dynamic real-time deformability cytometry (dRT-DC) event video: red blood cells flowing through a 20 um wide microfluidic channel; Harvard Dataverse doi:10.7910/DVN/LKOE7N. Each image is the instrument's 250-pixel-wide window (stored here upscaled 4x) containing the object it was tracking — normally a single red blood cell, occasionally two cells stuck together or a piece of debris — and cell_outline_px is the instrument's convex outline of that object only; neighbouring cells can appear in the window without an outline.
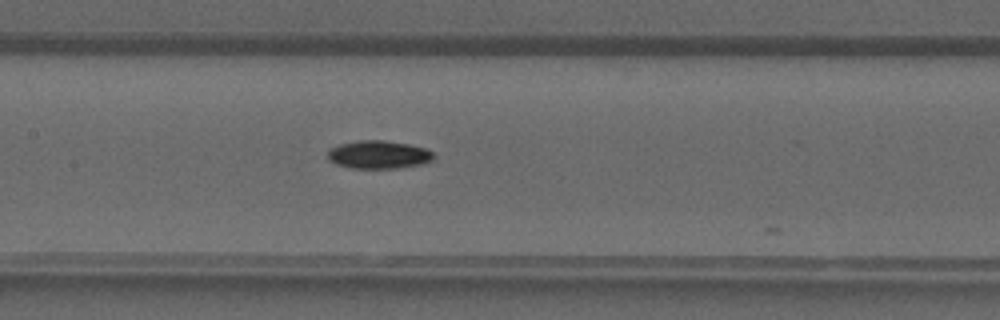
{"species": "common noctule bat (a hibernating species)", "species_latin": "Nyctalus noctula", "temperature_condition": "warm", "stored_images_in_passage": 21, "camera_frame_rate_fps": 3000, "um_per_image_px": 0.085, "animal": {"sex": "male", "forearm_length_mm": 52.5}, "frame": {"image": 1, "passage_image": 20, "time_ms": 6.333, "image_size_px": [1000, 320], "cell_outline_px": [[432, 160], [420, 164], [396, 168], [348, 168], [336, 164], [328, 160], [328, 152], [332, 148], [340, 144], [360, 140], [384, 140], [408, 144], [424, 148], [432, 152]], "centroid_in_image_um": [32.14, 13.15], "position_along_channel_um": 175.3, "area_um2": 17.11}}